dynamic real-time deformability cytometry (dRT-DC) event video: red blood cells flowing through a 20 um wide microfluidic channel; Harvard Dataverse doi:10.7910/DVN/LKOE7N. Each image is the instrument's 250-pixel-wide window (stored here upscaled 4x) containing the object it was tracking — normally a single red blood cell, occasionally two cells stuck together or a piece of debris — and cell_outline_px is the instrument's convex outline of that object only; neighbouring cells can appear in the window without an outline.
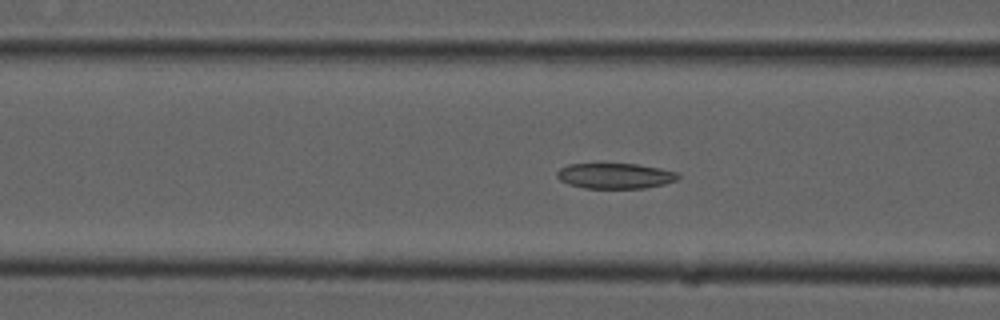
{"species": "common noctule bat (a hibernating species)", "species_latin": "Nyctalus noctula", "temperature_condition": "cold", "stored_images_in_passage": 55, "camera_frame_rate_fps": 3000, "um_per_image_px": 0.085, "animal": {"sex": "male", "forearm_length_mm": 52.5}, "frame": {"image": 1, "passage_image": 21, "time_ms": 6.667, "image_size_px": [1000, 320], "cell_outline_px": [[680, 176], [676, 180], [664, 184], [644, 188], [584, 188], [568, 184], [560, 180], [556, 176], [556, 172], [560, 168], [568, 164], [636, 164], [660, 168], [676, 172]], "centroid_in_image_um": [52.26, 14.95], "position_along_channel_um": 114.3, "area_um2": 17.92}}
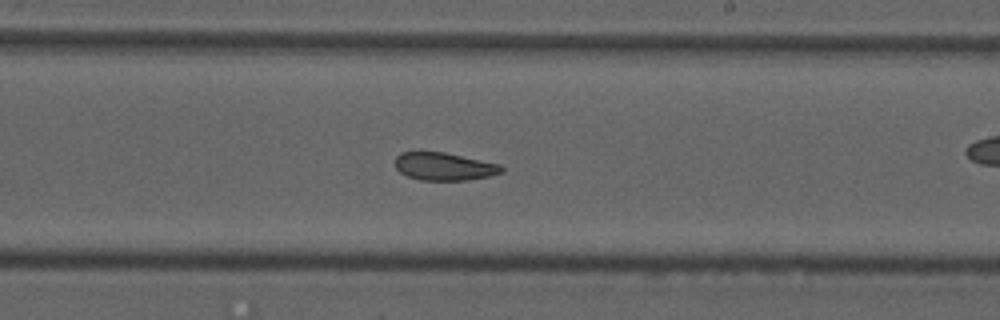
{"frame": {"image": 2, "passage_image": 32, "time_ms": 10.333, "image_size_px": [1000, 320], "cell_outline_px": [[504, 172], [488, 176], [468, 180], [420, 180], [408, 176], [400, 172], [396, 168], [396, 156], [400, 152], [444, 152], [500, 164], [504, 168]], "centroid_in_image_um": [37.77, 14.15], "position_along_channel_um": 251.2, "area_um2": 17.17}}
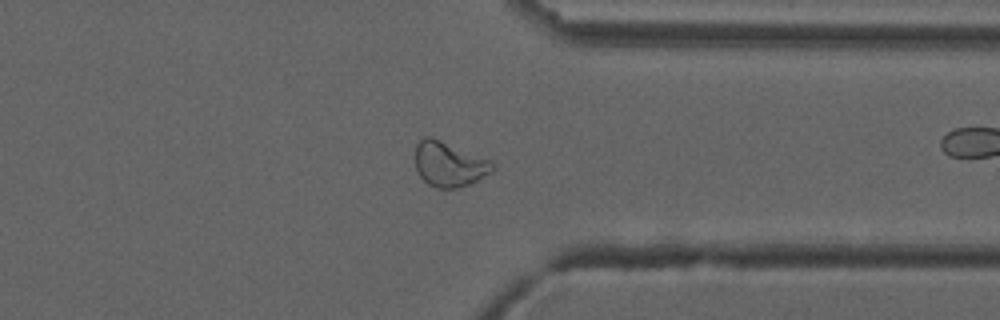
{"frame": {"image": 3, "passage_image": 42, "time_ms": 13.667, "image_size_px": [1000, 320], "cell_outline_px": [[496, 168], [492, 172], [468, 184], [456, 188], [436, 188], [428, 184], [420, 176], [416, 168], [416, 144], [424, 136], [432, 136], [492, 160], [496, 164]], "centroid_in_image_um": [38.2, 13.93], "position_along_channel_um": 373.2, "area_um2": 20.4}, "authors_computed_cell_mechanics": {"area_um2": 20.0566, "velocity_mm_per_s": 3.7414, "shape_relaxation_time_tau1_ms": null, "shape_relaxation_time_tau2_ms": 3.36, "deformation_change_tau1": null, "deformation_change_tau2": 0.09}}